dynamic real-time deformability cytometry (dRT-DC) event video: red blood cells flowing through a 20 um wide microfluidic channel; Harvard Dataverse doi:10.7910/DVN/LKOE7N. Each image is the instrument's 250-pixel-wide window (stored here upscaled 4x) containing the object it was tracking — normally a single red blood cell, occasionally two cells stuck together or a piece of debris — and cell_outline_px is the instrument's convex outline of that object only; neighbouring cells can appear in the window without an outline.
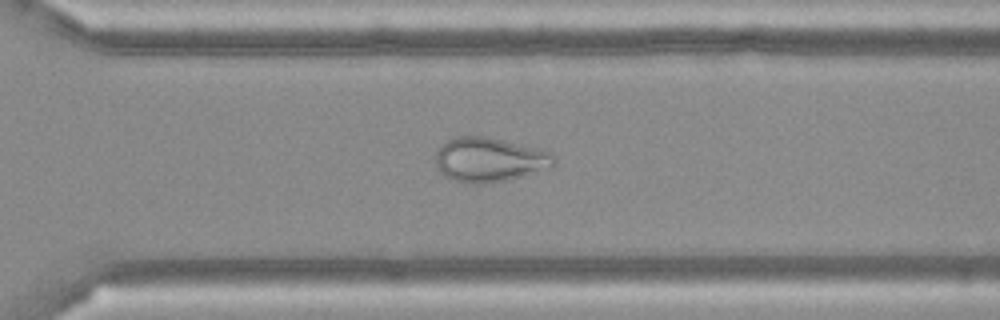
{"species": "Egyptian fruit bat (a non-hibernating species)", "species_latin": "Rousettus aegyptiacus", "temperature_condition": "cold", "stored_images_in_passage": 37, "camera_frame_rate_fps": 3000, "um_per_image_px": 0.085, "frame": {"image": 1, "passage_image": 22, "time_ms": 7.0, "image_size_px": [1000, 320], "cell_outline_px": [[556, 164], [552, 168], [488, 184], [468, 184], [452, 180], [444, 176], [436, 168], [436, 152], [440, 144], [444, 140], [456, 136], [484, 136], [540, 148], [552, 152], [556, 160]], "centroid_in_image_um": [41.58, 13.57], "position_along_channel_um": 329.0, "area_um2": 31.21}}